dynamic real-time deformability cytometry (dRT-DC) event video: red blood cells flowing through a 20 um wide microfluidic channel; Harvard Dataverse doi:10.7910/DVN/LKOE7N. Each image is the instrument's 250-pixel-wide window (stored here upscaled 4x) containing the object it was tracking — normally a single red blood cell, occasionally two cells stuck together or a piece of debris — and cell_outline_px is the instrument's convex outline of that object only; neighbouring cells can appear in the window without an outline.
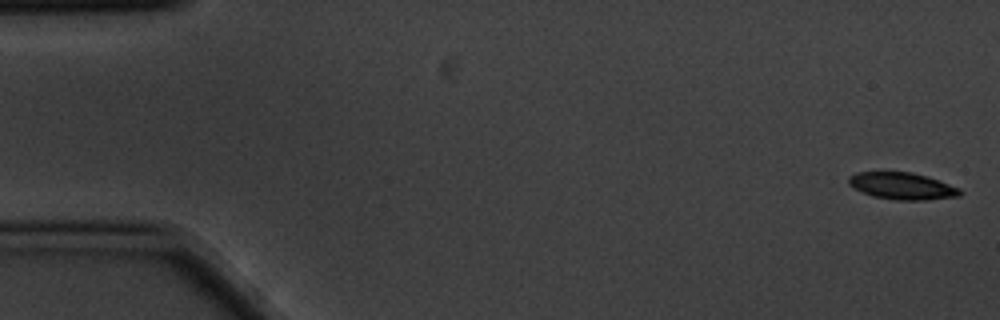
{"species": "common noctule bat (a hibernating species)", "species_latin": "Nyctalus noctula", "temperature_condition": "cold", "stored_images_in_passage": 5, "camera_frame_rate_fps": 3000, "um_per_image_px": 0.085, "animal": {"sex": "male", "body_mass_g": 20.1, "forearm_length_mm": 53.5}, "frame": {"image": 1, "passage_image": 1, "time_ms": 0.0, "image_size_px": [1000, 320], "cell_outline_px": [[964, 192], [960, 196], [924, 200], [896, 200], [872, 196], [848, 184], [848, 176], [856, 172], [912, 172], [960, 188]], "centroid_in_image_um": [76.68, 15.81], "position_along_channel_um": 8.3, "area_um2": 17.28}}
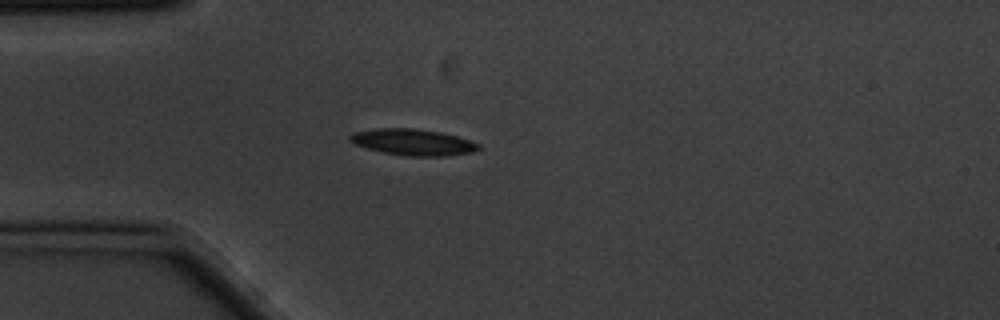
{"frame": {"image": 2, "passage_image": 5, "time_ms": 1.333, "image_size_px": [1000, 320], "cell_outline_px": [[480, 148], [472, 152], [448, 156], [408, 156], [384, 152], [352, 144], [348, 140], [348, 136], [352, 132], [376, 128], [412, 128], [440, 132], [456, 136], [480, 144]], "centroid_in_image_um": [35.05, 12.08], "position_along_channel_um": 49.9, "area_um2": 19.71}}